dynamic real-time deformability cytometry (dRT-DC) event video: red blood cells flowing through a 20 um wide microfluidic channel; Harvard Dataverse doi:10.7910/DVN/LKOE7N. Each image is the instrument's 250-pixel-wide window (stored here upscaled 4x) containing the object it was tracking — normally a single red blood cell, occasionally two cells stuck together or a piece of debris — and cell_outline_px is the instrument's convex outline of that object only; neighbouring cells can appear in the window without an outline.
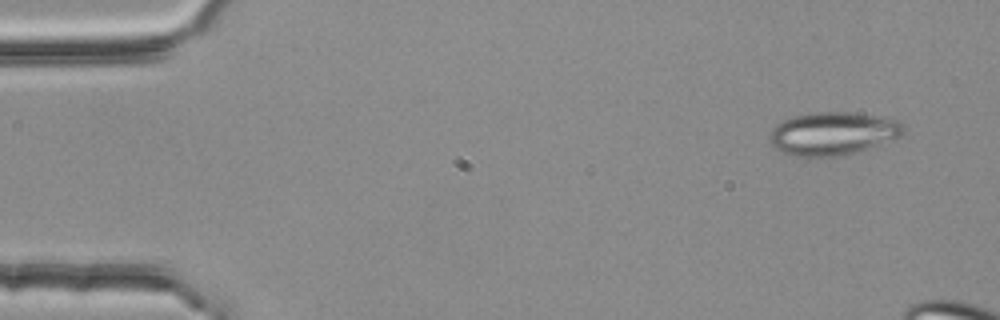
{"species": "common noctule bat (a hibernating species)", "species_latin": "Nyctalus noctula", "temperature_condition": "room temperature", "stored_images_in_passage": 5, "camera_frame_rate_fps": 3000, "um_per_image_px": 0.085, "animal": {"sex": "female", "body_mass_g": 25.1}, "frame": {"image": 1, "passage_image": 1, "time_ms": 0.0, "image_size_px": [1000, 320], "cell_outline_px": [[904, 132], [900, 136], [840, 156], [788, 156], [776, 148], [768, 140], [768, 136], [772, 128], [780, 120], [792, 116], [812, 112], [852, 112], [896, 120], [904, 124]], "centroid_in_image_um": [70.69, 11.33], "position_along_channel_um": 14.3, "area_um2": 33.29}}